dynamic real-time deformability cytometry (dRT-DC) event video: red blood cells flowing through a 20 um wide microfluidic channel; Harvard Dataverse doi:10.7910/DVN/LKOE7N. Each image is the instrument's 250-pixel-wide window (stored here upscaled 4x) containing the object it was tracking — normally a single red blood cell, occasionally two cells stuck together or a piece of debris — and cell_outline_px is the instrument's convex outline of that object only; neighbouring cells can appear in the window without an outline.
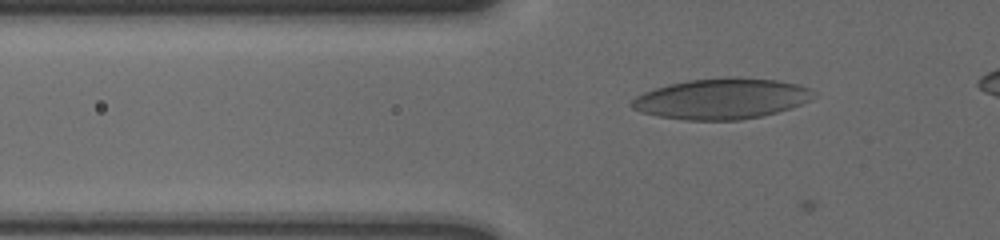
{"species": "human", "species_latin": "Homo sapiens", "temperature_condition": "cold", "stored_images_in_passage": 39, "camera_frame_rate_fps": 3000, "um_per_image_px": 0.085, "donor": {"sex": "male"}, "frame": {"image": 1, "passage_image": 5, "time_ms": 1.333, "image_size_px": [1000, 240], "cell_outline_px": [[812, 92], [808, 100], [792, 108], [760, 116], [740, 120], [684, 120], [660, 116], [640, 112], [632, 108], [628, 104], [636, 96], [644, 92], [668, 84], [688, 80], [724, 76], [740, 76], [776, 80], [796, 84], [808, 88]], "centroid_in_image_um": [61.27, 8.38], "position_along_channel_um": 64.5, "area_um2": 43.06}}
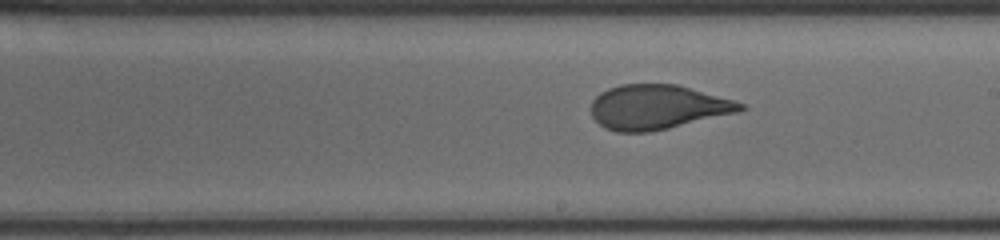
{"frame": {"image": 2, "passage_image": 20, "time_ms": 6.333, "image_size_px": [1000, 240], "cell_outline_px": [[748, 108], [736, 112], [668, 128], [648, 132], [616, 132], [604, 128], [592, 116], [592, 100], [600, 92], [608, 88], [620, 84], [676, 84], [736, 100], [744, 104]], "centroid_in_image_um": [55.87, 9.09], "position_along_channel_um": 233.1, "area_um2": 38.61}}
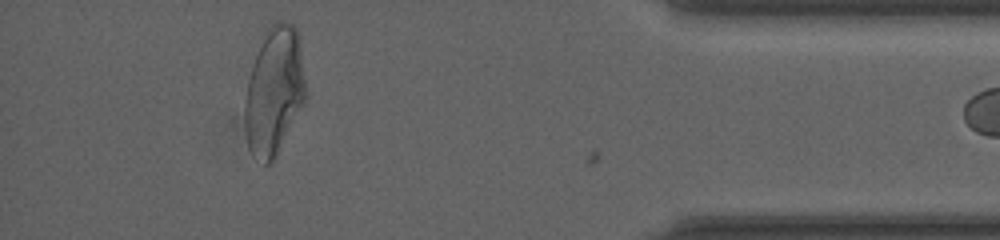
{"frame": {"image": 3, "passage_image": 38, "time_ms": 12.333, "image_size_px": [1000, 240], "cell_outline_px": [[308, 96], [276, 160], [268, 164], [264, 164], [248, 148], [244, 128], [244, 100], [248, 76], [264, 32], [276, 20], [280, 20], [292, 24], [296, 28], [300, 36]], "centroid_in_image_um": [23.33, 7.75], "position_along_channel_um": 411.9, "area_um2": 46.7}}